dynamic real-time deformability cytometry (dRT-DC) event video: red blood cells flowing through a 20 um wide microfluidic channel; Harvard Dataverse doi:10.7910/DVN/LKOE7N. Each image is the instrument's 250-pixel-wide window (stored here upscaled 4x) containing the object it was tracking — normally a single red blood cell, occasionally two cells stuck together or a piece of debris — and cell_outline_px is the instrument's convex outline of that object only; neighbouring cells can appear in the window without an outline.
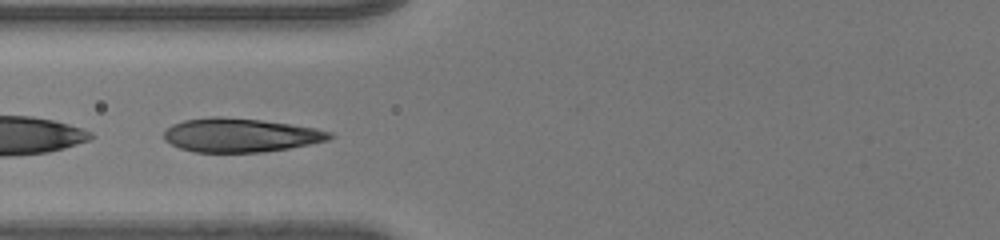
{"species": "human", "species_latin": "Homo sapiens", "temperature_condition": "room temperature", "stored_images_in_passage": 45, "segment_of_instrument_passage": [2, 2], "camera_frame_rate_fps": 3000, "um_per_image_px": 0.085, "donor": {"sex": "male"}, "frame": {"image": 1, "passage_image": 19, "time_ms": 6.0, "image_size_px": [1000, 240], "cell_outline_px": [[336, 136], [328, 140], [288, 148], [264, 152], [192, 152], [180, 148], [164, 140], [164, 132], [172, 124], [184, 120], [212, 116], [220, 116], [260, 120], [316, 128], [332, 132]], "centroid_in_image_um": [20.43, 11.49], "position_along_channel_um": 105.4, "area_um2": 32.6}}
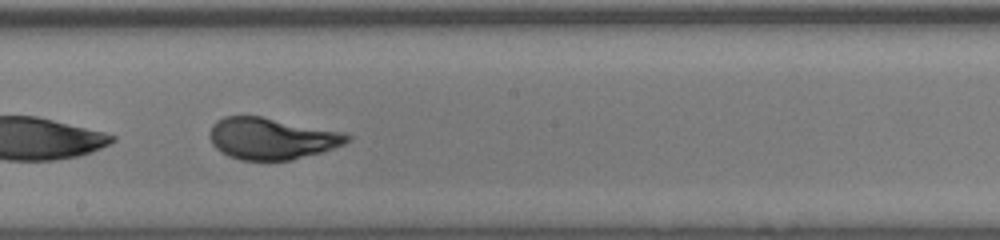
{"frame": {"image": 2, "passage_image": 28, "time_ms": 9.0, "image_size_px": [1000, 240], "cell_outline_px": [[352, 140], [344, 144], [320, 152], [292, 160], [240, 160], [228, 156], [220, 152], [212, 144], [208, 136], [208, 132], [212, 124], [216, 120], [224, 116], [260, 116], [344, 132], [352, 136]], "centroid_in_image_um": [23.05, 11.77], "position_along_channel_um": 225.2, "area_um2": 33.52}}
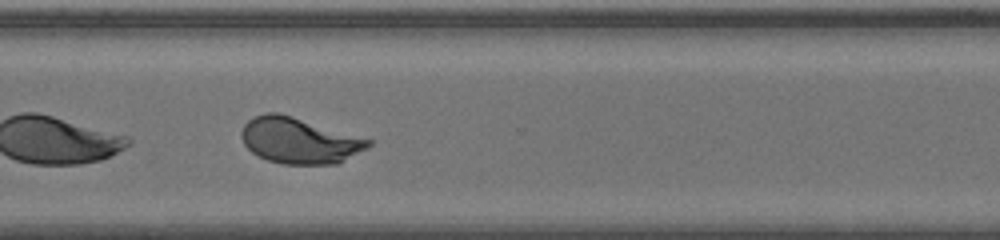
{"frame": {"image": 3, "passage_image": 37, "time_ms": 12.0, "image_size_px": [1000, 240], "cell_outline_px": [[372, 144], [368, 148], [336, 164], [280, 164], [268, 160], [252, 152], [244, 144], [240, 136], [240, 132], [244, 124], [248, 120], [264, 112], [276, 112], [292, 116], [372, 140]], "centroid_in_image_um": [25.41, 11.95], "position_along_channel_um": 345.2, "area_um2": 33.81}}